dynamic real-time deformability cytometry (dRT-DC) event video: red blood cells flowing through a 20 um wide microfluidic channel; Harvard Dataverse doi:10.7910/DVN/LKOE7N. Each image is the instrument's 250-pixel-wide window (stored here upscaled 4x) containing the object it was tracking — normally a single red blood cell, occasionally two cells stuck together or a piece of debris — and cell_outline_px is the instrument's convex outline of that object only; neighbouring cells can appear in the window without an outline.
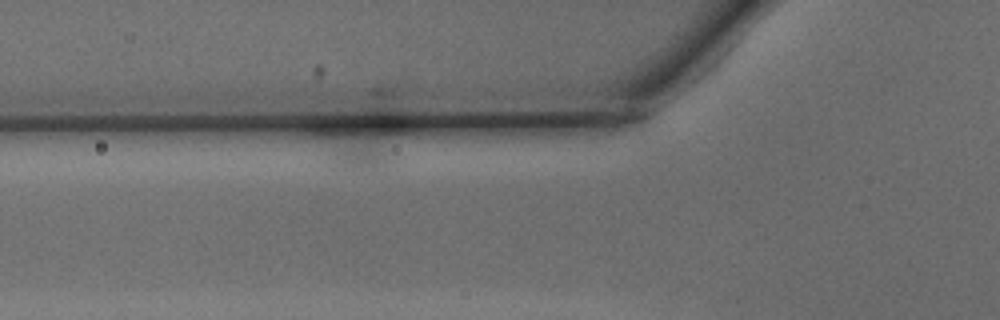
{"species": "common noctule bat (a hibernating species)", "species_latin": "Nyctalus noctula", "temperature_condition": "warm", "stored_images_in_passage": 4, "camera_frame_rate_fps": 3000, "um_per_image_px": 0.085, "animal": {"sex": "male", "body_mass_g": 15.6}, "frame": {"image": 1, "passage_image": 2, "time_ms": 0.333, "image_size_px": [1000, 320], "cell_outline_px": [[604, 180], [576, 184], [504, 188], [412, 192], [400, 188], [400, 184], [408, 180], [420, 176], [440, 172], [556, 172], [596, 176]], "centroid_in_image_um": [41.79, 15.35], "position_along_channel_um": 84.0, "area_um2": 20.52}}